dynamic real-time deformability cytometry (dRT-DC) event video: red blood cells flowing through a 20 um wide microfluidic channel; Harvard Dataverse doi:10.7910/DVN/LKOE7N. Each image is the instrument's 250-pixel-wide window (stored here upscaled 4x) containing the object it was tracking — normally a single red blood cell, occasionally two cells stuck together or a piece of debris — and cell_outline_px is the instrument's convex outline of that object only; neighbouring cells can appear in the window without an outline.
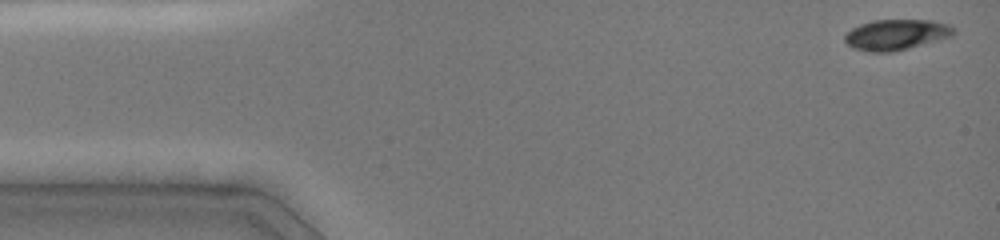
{"species": "common noctule bat (a hibernating species)", "species_latin": "Nyctalus noctula", "temperature_condition": "cold", "stored_images_in_passage": 61, "camera_frame_rate_fps": 3000, "um_per_image_px": 0.085, "animal": {"sex": "female", "body_mass_g": 19.0, "forearm_length_mm": 51.5}, "frame": {"image": 1, "passage_image": 1, "time_ms": 0.0, "image_size_px": [1000, 240], "cell_outline_px": [[956, 32], [952, 36], [908, 48], [892, 52], [868, 52], [852, 48], [844, 40], [844, 36], [852, 28], [860, 24], [872, 20], [932, 20], [952, 24], [956, 28]], "centroid_in_image_um": [76.2, 2.94], "position_along_channel_um": 8.8, "area_um2": 19.59}}
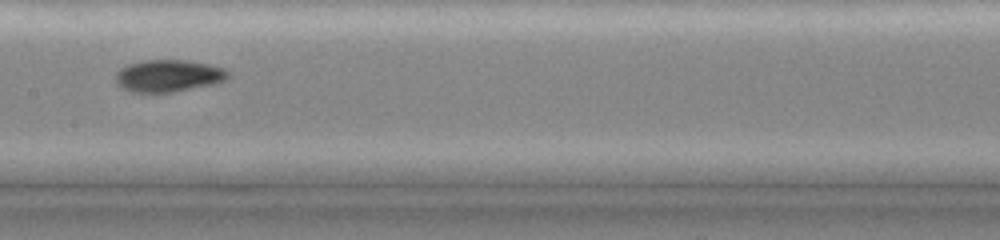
{"frame": {"image": 2, "passage_image": 33, "time_ms": 7.333, "image_size_px": [1000, 240], "cell_outline_px": [[232, 72], [224, 80], [212, 84], [172, 92], [132, 92], [120, 88], [116, 84], [116, 72], [120, 68], [128, 64], [140, 60], [184, 60], [208, 64], [224, 68]], "centroid_in_image_um": [14.27, 6.43], "position_along_channel_um": 193.1, "area_um2": 21.1}}
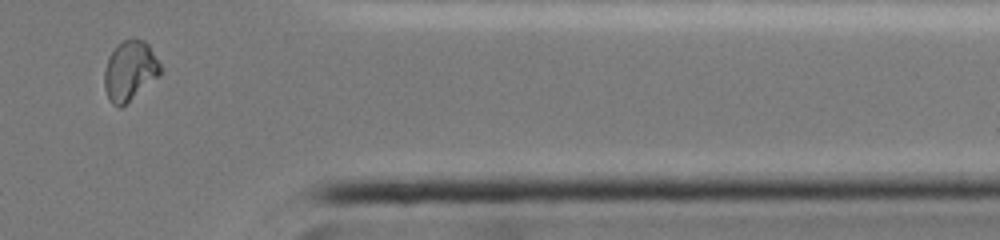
{"frame": {"image": 3, "passage_image": 57, "time_ms": 12.667, "image_size_px": [1000, 240], "cell_outline_px": [[164, 68], [160, 76], [120, 108], [116, 108], [112, 104], [104, 88], [104, 72], [108, 56], [116, 44], [132, 36], [144, 40], [148, 44]], "centroid_in_image_um": [11.06, 5.98], "position_along_channel_um": 400.3, "area_um2": 20.06}, "authors_computed_cell_mechanics": {"area_um2": 20.4034, "velocity_mm_per_s": 4.0373, "shape_relaxation_time_tau1_ms": 6.6091, "shape_relaxation_time_tau2_ms": 2.6676, "deformation_change_tau1": 0.197, "deformation_change_tau2": 0.049}}